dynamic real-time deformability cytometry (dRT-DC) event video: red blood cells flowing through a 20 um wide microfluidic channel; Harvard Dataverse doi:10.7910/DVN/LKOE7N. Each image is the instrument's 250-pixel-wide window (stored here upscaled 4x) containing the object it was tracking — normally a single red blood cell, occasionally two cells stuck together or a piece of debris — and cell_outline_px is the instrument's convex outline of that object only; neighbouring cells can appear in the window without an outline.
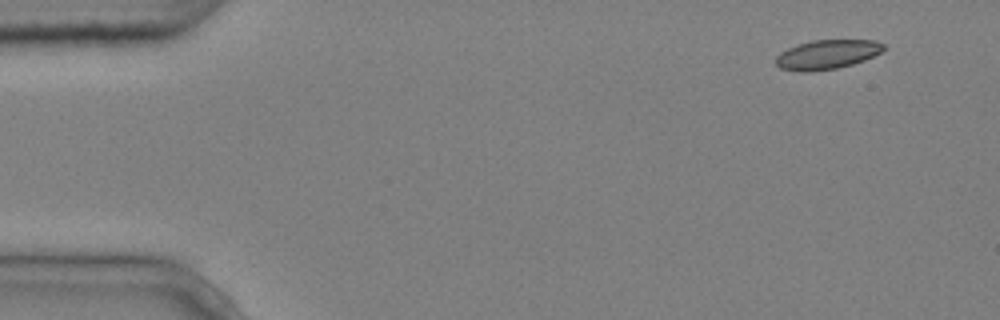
{"species": "common noctule bat (a hibernating species)", "species_latin": "Nyctalus noctula", "temperature_condition": "cold", "stored_images_in_passage": 9, "camera_frame_rate_fps": 3000, "um_per_image_px": 0.085, "animal": {"sex": "male", "body_mass_g": 20.4}, "frame": {"image": 1, "passage_image": 2, "time_ms": 0.333, "image_size_px": [1000, 320], "cell_outline_px": [[884, 48], [880, 52], [864, 60], [852, 64], [836, 68], [808, 72], [800, 72], [780, 68], [776, 64], [776, 56], [780, 52], [796, 44], [812, 40], [876, 40], [884, 44]], "centroid_in_image_um": [70.26, 4.63], "position_along_channel_um": 14.7, "area_um2": 18.38}}
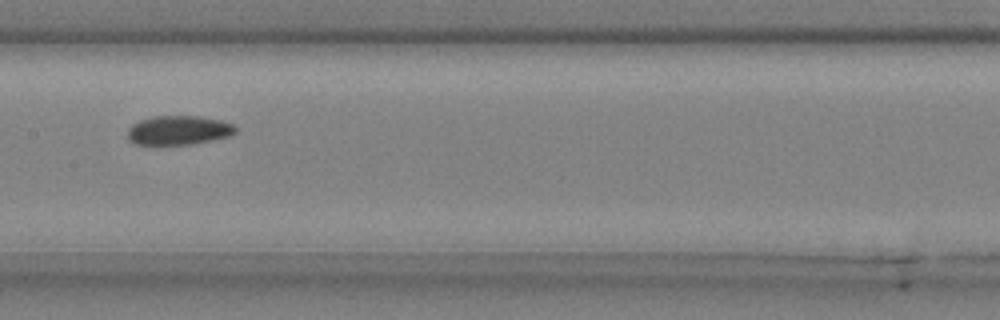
{"frame": {"image": 2, "passage_image": 8, "time_ms": 2.333, "image_size_px": [1000, 320], "cell_outline_px": [[236, 132], [232, 136], [192, 144], [160, 148], [136, 144], [128, 140], [128, 128], [132, 124], [140, 120], [152, 116], [200, 116], [220, 120], [232, 124], [236, 128]], "centroid_in_image_um": [15.13, 11.12], "position_along_channel_um": 192.3, "area_um2": 19.19}}
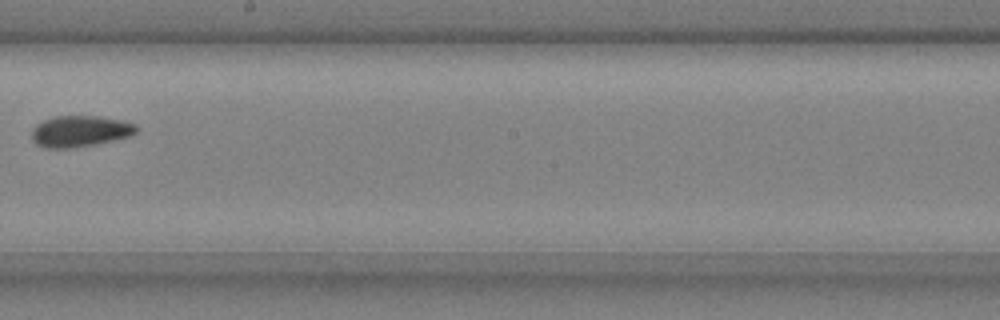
{"frame": {"image": 3, "passage_image": 9, "time_ms": 2.667, "image_size_px": [1000, 320], "cell_outline_px": [[140, 128], [136, 132], [128, 136], [96, 144], [76, 148], [44, 148], [36, 144], [32, 140], [32, 128], [36, 124], [44, 120], [56, 116], [96, 116], [120, 120], [136, 124]], "centroid_in_image_um": [6.78, 11.16], "position_along_channel_um": 241.4, "area_um2": 19.07}}